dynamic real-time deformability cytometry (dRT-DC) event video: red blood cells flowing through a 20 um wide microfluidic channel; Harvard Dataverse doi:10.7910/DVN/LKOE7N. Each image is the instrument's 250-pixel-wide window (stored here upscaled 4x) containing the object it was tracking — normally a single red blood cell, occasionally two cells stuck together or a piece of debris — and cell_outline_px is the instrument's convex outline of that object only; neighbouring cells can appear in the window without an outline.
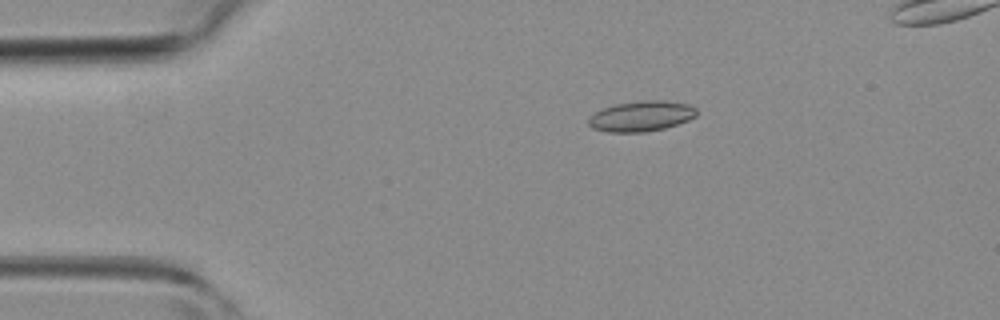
{"species": "common noctule bat (a hibernating species)", "species_latin": "Nyctalus noctula", "temperature_condition": "room temperature", "stored_images_in_passage": 5, "camera_frame_rate_fps": 3000, "um_per_image_px": 0.085, "animal": {"sex": "female", "body_mass_g": 19.3, "forearm_length_mm": 54.1}, "frame": {"image": 1, "passage_image": 3, "time_ms": 2.333, "image_size_px": [1000, 320], "cell_outline_px": [[696, 116], [688, 120], [664, 128], [644, 132], [608, 132], [592, 128], [588, 124], [588, 116], [604, 108], [616, 104], [644, 100], [664, 100], [688, 104], [696, 108]], "centroid_in_image_um": [54.49, 9.87], "position_along_channel_um": 30.5, "area_um2": 19.07}}